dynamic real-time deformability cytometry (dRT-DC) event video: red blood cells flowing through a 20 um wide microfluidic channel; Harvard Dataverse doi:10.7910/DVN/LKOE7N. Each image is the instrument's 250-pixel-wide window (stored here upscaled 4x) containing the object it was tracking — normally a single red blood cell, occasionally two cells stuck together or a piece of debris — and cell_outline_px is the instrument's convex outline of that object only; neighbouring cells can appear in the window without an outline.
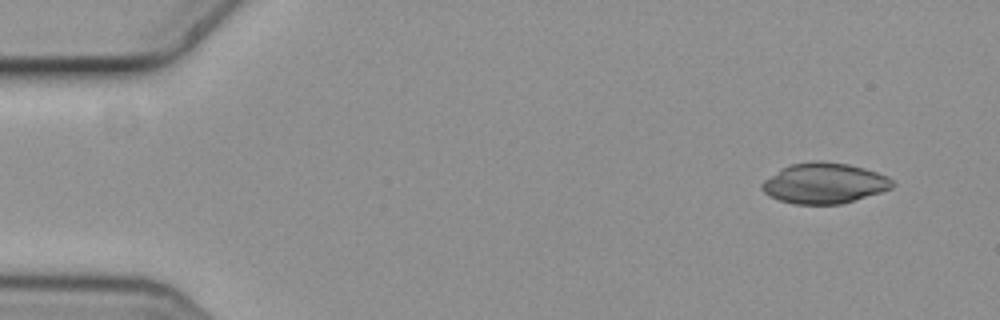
{"species": "common noctule bat (a hibernating species)", "species_latin": "Nyctalus noctula", "temperature_condition": "cold", "stored_images_in_passage": 6, "camera_frame_rate_fps": 3000, "um_per_image_px": 0.085, "animal": {"sex": "female", "body_mass_g": 19.3, "forearm_length_mm": 54.1}, "frame": {"image": 1, "passage_image": 1, "time_ms": 0.0, "image_size_px": [1000, 320], "cell_outline_px": [[896, 184], [892, 188], [880, 192], [840, 204], [792, 204], [780, 200], [764, 192], [760, 188], [760, 184], [764, 180], [784, 168], [792, 164], [816, 160], [820, 160], [848, 164], [864, 168], [888, 176]], "centroid_in_image_um": [70.08, 15.57], "position_along_channel_um": 14.9, "area_um2": 30.58}}